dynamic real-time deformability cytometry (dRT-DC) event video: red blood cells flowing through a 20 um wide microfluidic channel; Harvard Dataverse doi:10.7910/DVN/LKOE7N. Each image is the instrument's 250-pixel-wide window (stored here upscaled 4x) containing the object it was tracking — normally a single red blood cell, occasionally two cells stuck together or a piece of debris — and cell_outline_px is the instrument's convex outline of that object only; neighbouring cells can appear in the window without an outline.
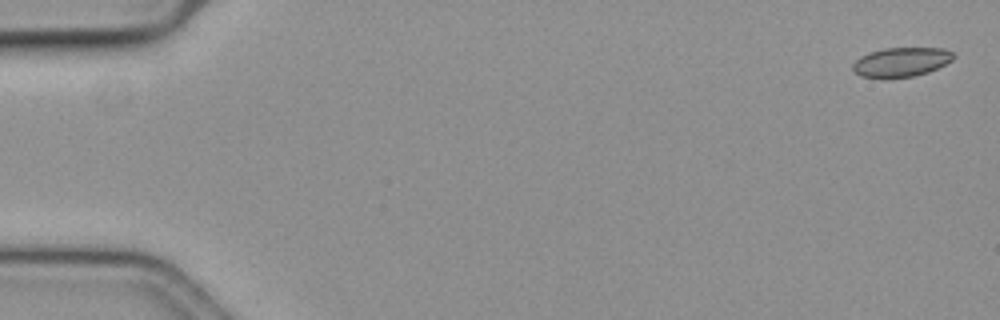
{"species": "common noctule bat (a hibernating species)", "species_latin": "Nyctalus noctula", "temperature_condition": "cold", "stored_images_in_passage": 55, "camera_frame_rate_fps": 3000, "um_per_image_px": 0.085, "animal": {"sex": "female", "body_mass_g": 19.3, "forearm_length_mm": 54.1}, "frame": {"image": 1, "passage_image": 1, "time_ms": 0.0, "image_size_px": [1000, 320], "cell_outline_px": [[956, 56], [952, 60], [928, 72], [912, 76], [860, 76], [852, 68], [852, 64], [860, 56], [868, 52], [884, 48], [944, 48], [952, 52]], "centroid_in_image_um": [76.61, 5.23], "position_along_channel_um": 8.4, "area_um2": 16.76}}
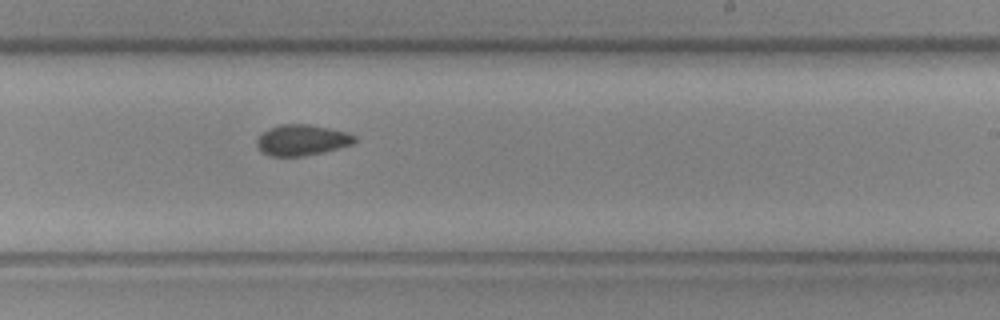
{"frame": {"image": 2, "passage_image": 35, "time_ms": 11.333, "image_size_px": [1000, 320], "cell_outline_px": [[356, 140], [352, 144], [320, 152], [300, 156], [272, 156], [264, 152], [256, 144], [256, 140], [268, 128], [280, 124], [308, 124], [348, 132], [356, 136]], "centroid_in_image_um": [25.66, 11.88], "position_along_channel_um": 263.3, "area_um2": 17.22}}
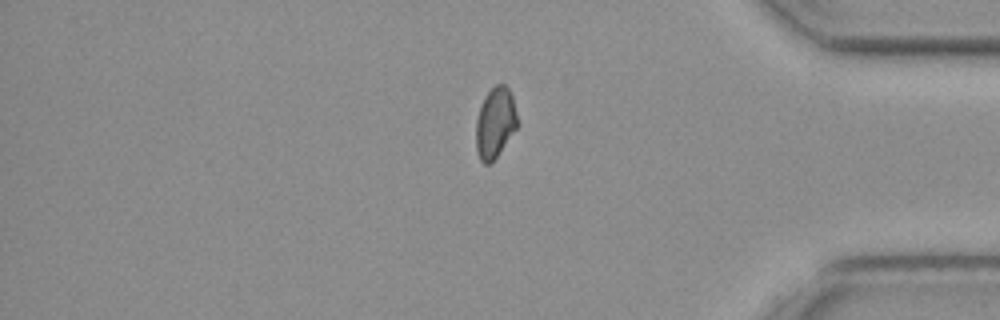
{"frame": {"image": 3, "passage_image": 48, "time_ms": 15.667, "image_size_px": [1000, 320], "cell_outline_px": [[516, 128], [492, 164], [484, 164], [480, 160], [476, 148], [476, 120], [484, 96], [496, 84], [504, 84], [508, 88], [512, 96], [516, 112]], "centroid_in_image_um": [42.07, 10.46], "position_along_channel_um": 393.1, "area_um2": 16.88}}